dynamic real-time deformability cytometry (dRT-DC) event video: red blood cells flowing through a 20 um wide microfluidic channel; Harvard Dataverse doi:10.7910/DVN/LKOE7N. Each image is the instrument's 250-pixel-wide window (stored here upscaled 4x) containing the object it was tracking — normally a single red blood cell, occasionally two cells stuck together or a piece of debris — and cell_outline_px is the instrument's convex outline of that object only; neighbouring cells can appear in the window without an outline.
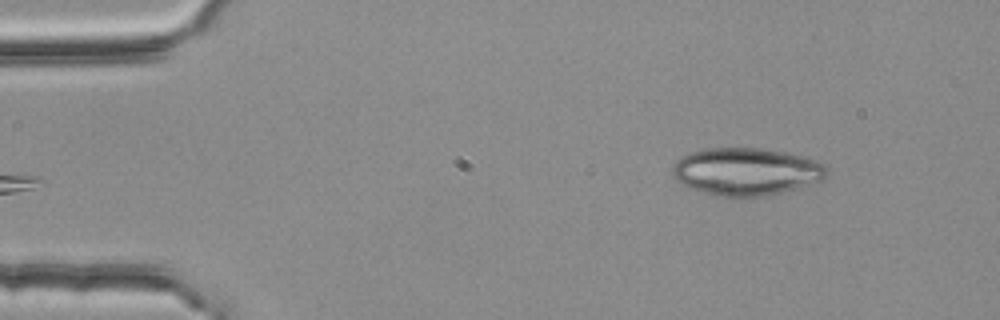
{"species": "common noctule bat (a hibernating species)", "species_latin": "Nyctalus noctula", "temperature_condition": "room temperature", "stored_images_in_passage": 4, "camera_frame_rate_fps": 3000, "um_per_image_px": 0.085, "animal": {"sex": "female", "body_mass_g": 25.1}, "frame": {"image": 1, "passage_image": 4, "time_ms": 1.0, "image_size_px": [1000, 320], "cell_outline_px": [[828, 172], [824, 180], [784, 192], [768, 196], [748, 200], [740, 200], [716, 196], [680, 184], [672, 176], [672, 164], [676, 160], [692, 152], [708, 148], [764, 148], [784, 152], [800, 156], [824, 164]], "centroid_in_image_um": [63.41, 14.63], "position_along_channel_um": 21.6, "area_um2": 43.58}}